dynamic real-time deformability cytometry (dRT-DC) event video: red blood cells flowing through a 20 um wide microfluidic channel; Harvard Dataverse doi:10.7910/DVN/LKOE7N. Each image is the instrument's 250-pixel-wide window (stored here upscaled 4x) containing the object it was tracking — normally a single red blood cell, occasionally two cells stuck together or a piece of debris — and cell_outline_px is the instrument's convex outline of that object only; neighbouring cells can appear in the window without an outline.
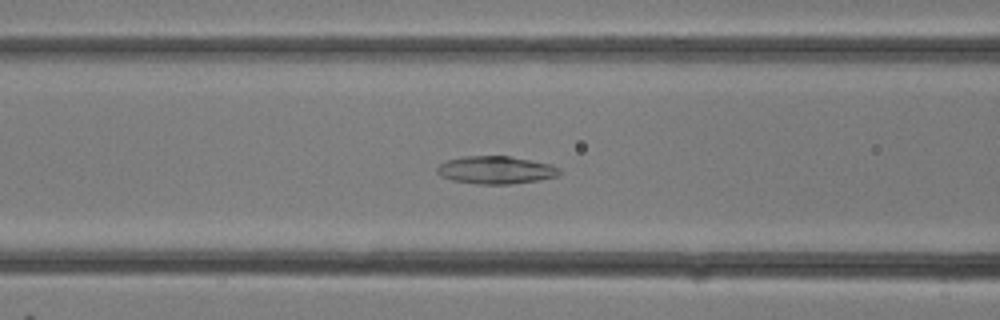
{"species": "common noctule bat (a hibernating species)", "species_latin": "Nyctalus noctula", "temperature_condition": "room temperature", "stored_images_in_passage": 31, "camera_frame_rate_fps": 3000, "um_per_image_px": 0.085, "animal": {"sex": "female"}, "frame": {"image": 1, "passage_image": 12, "time_ms": 3.667, "image_size_px": [1000, 320], "cell_outline_px": [[560, 176], [540, 180], [508, 184], [476, 184], [452, 180], [440, 176], [436, 172], [436, 168], [440, 164], [448, 160], [464, 156], [508, 156], [548, 164], [560, 168]], "centroid_in_image_um": [42.13, 14.46], "position_along_channel_um": 124.5, "area_um2": 19.71}}
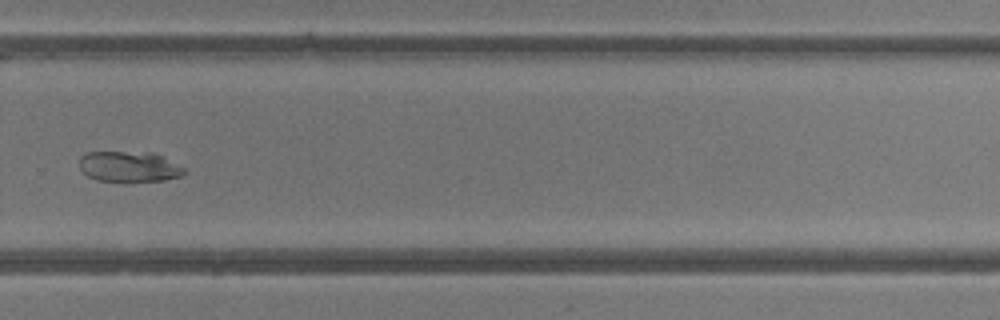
{"frame": {"image": 2, "passage_image": 21, "time_ms": 6.667, "image_size_px": [1000, 320], "cell_outline_px": [[188, 172], [180, 176], [164, 180], [96, 180], [88, 176], [80, 168], [80, 156], [88, 152], [148, 152], [164, 156], [188, 168]], "centroid_in_image_um": [11.05, 14.14], "position_along_channel_um": 318.8, "area_um2": 18.61}}
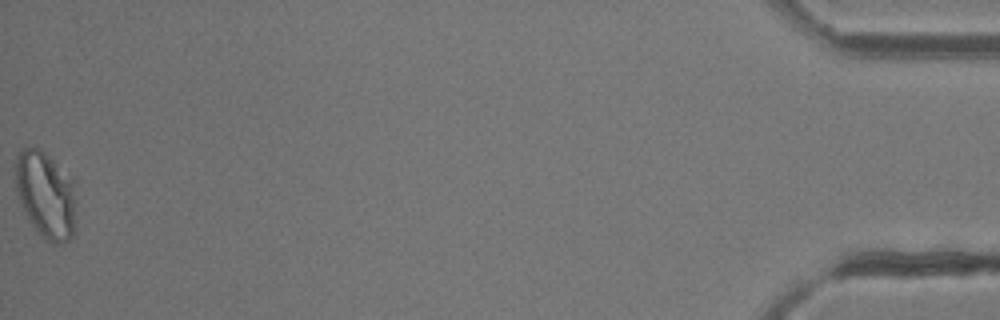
{"frame": {"image": 3, "passage_image": 31, "time_ms": 10.0, "image_size_px": [1000, 320], "cell_outline_px": [[76, 232], [68, 240], [60, 244], [52, 244], [44, 240], [28, 220], [20, 204], [16, 188], [16, 156], [20, 148], [40, 148], [76, 180]], "centroid_in_image_um": [3.95, 16.59], "position_along_channel_um": 431.3, "area_um2": 31.79}}